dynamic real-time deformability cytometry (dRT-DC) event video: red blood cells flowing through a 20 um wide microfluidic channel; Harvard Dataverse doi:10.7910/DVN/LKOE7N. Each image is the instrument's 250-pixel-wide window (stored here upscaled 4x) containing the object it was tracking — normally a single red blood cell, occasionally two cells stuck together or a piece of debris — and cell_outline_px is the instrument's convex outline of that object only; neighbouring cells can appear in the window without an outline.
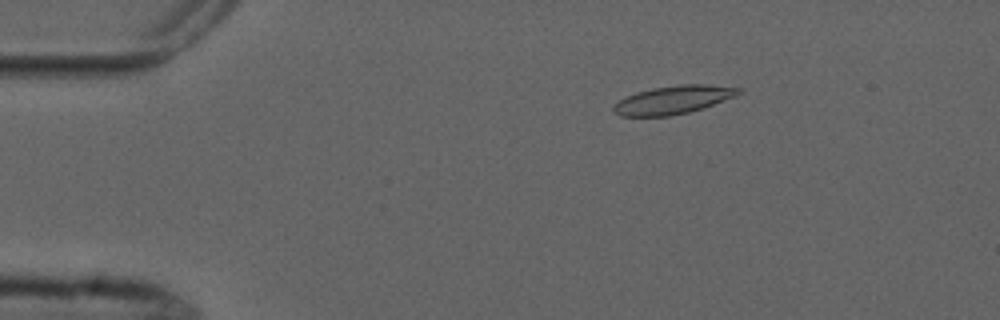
{"species": "common noctule bat (a hibernating species)", "species_latin": "Nyctalus noctula", "temperature_condition": "cold", "stored_images_in_passage": 4, "camera_frame_rate_fps": 3000, "um_per_image_px": 0.085, "animal": {"sex": "male", "forearm_length_mm": 52.5}, "frame": {"image": 1, "passage_image": 2, "time_ms": 2.0, "image_size_px": [1000, 320], "cell_outline_px": [[744, 92], [736, 96], [704, 108], [688, 112], [668, 116], [620, 116], [612, 112], [612, 104], [636, 92], [652, 88], [680, 84], [704, 84], [744, 88]], "centroid_in_image_um": [57.25, 8.48], "position_along_channel_um": 27.8, "area_um2": 20.81}}